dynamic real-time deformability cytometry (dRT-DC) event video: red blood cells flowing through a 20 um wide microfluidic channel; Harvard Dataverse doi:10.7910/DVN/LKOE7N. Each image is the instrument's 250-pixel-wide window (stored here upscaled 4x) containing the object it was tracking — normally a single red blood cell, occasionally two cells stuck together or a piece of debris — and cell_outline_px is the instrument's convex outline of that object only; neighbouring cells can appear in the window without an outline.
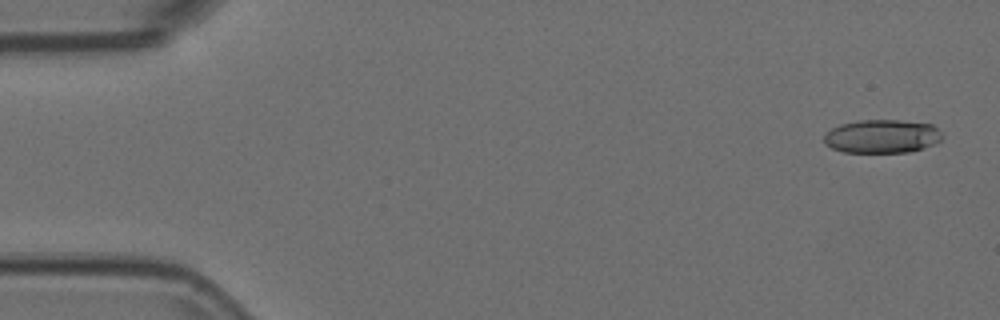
{"species": "Egyptian fruit bat (a non-hibernating species)", "species_latin": "Rousettus aegyptiacus", "temperature_condition": "room temperature", "stored_images_in_passage": 5, "camera_frame_rate_fps": 3000, "um_per_image_px": 0.085, "animal": {"sex": "female"}, "frame": {"image": 1, "passage_image": 1, "time_ms": 0.0, "image_size_px": [1000, 320], "cell_outline_px": [[944, 136], [940, 140], [932, 144], [908, 152], [844, 152], [832, 148], [824, 144], [824, 136], [832, 128], [840, 124], [860, 120], [900, 120], [932, 124]], "centroid_in_image_um": [74.95, 11.58], "position_along_channel_um": 10.1, "area_um2": 22.89}}
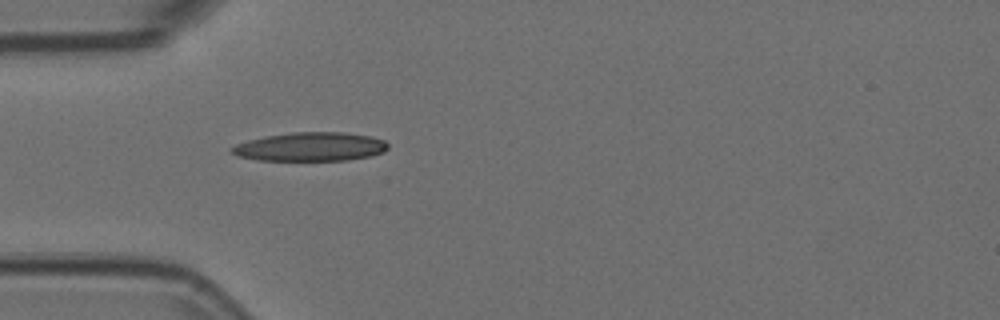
{"frame": {"image": 2, "passage_image": 5, "time_ms": 1.333, "image_size_px": [1000, 320], "cell_outline_px": [[388, 148], [384, 152], [372, 156], [348, 160], [256, 160], [236, 156], [228, 148], [236, 144], [248, 140], [268, 136], [292, 132], [344, 132], [372, 136], [384, 140], [388, 144]], "centroid_in_image_um": [26.4, 12.47], "position_along_channel_um": 58.6, "area_um2": 26.36}}